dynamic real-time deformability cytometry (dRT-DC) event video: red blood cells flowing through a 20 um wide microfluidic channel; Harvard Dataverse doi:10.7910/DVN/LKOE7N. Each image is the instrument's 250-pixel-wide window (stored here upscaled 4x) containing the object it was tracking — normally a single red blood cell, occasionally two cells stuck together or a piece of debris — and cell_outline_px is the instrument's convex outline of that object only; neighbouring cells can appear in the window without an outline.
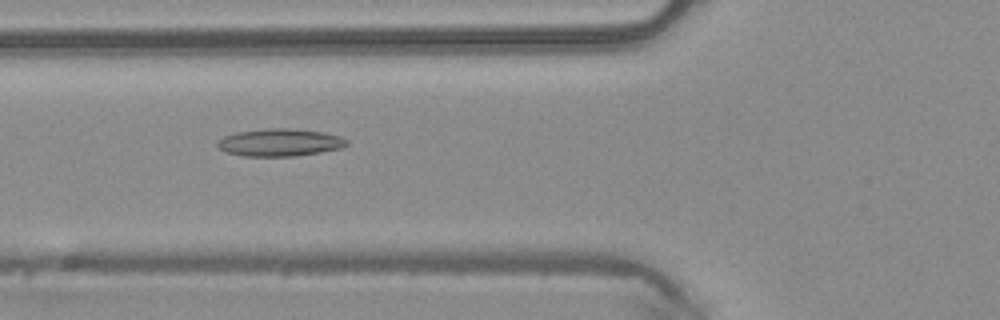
{"species": "common noctule bat (a hibernating species)", "species_latin": "Nyctalus noctula", "temperature_condition": "warm", "stored_images_in_passage": 6, "camera_frame_rate_fps": 3000, "um_per_image_px": 0.085, "animal": {"sex": "male", "body_mass_g": 20.4}, "frame": {"image": 1, "passage_image": 6, "time_ms": 1.667, "image_size_px": [1000, 320], "cell_outline_px": [[348, 144], [340, 148], [320, 152], [296, 156], [244, 156], [224, 152], [216, 144], [216, 140], [224, 136], [236, 132], [268, 128], [288, 128], [324, 132], [340, 136], [348, 140]], "centroid_in_image_um": [23.76, 12.11], "position_along_channel_um": 102.0, "area_um2": 20.81}}